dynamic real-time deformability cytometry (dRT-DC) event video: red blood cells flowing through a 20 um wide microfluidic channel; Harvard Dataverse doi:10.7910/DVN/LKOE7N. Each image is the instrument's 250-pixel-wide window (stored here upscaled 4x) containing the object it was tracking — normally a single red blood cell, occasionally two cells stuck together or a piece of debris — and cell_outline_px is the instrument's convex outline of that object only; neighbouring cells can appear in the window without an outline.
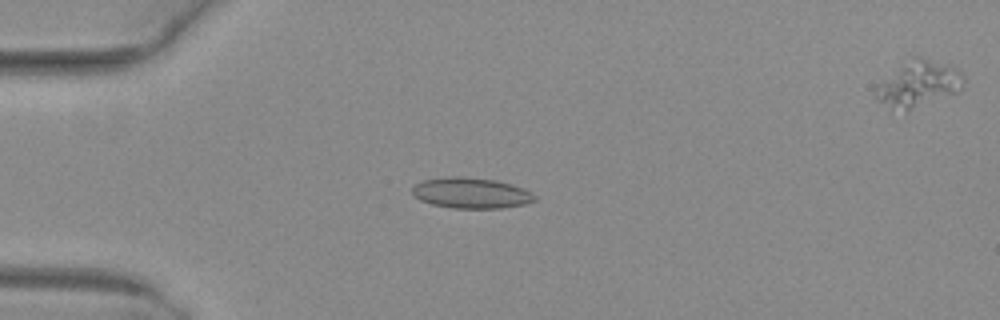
{"species": "common noctule bat (a hibernating species)", "species_latin": "Nyctalus noctula", "temperature_condition": "warm", "stored_images_in_passage": 46, "camera_frame_rate_fps": 3000, "um_per_image_px": 0.085, "animal": {"sex": "female", "body_mass_g": 29.2, "forearm_length_mm": 56.3}, "frame": {"image": 1, "passage_image": 9, "time_ms": 2.667, "image_size_px": [1000, 320], "cell_outline_px": [[536, 200], [524, 204], [504, 208], [452, 208], [432, 204], [420, 200], [412, 192], [412, 188], [416, 184], [424, 180], [448, 176], [460, 176], [496, 180], [512, 184], [524, 188], [536, 196]], "centroid_in_image_um": [40.06, 16.4], "position_along_channel_um": 44.9, "area_um2": 21.91}}
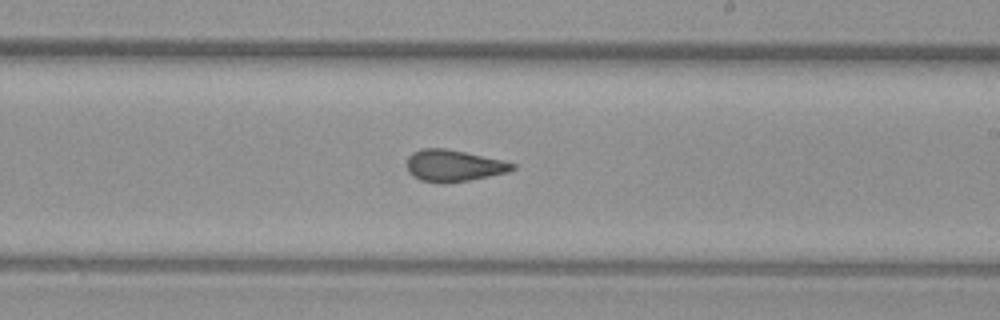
{"frame": {"image": 2, "passage_image": 26, "time_ms": 8.333, "image_size_px": [1000, 320], "cell_outline_px": [[516, 168], [508, 172], [468, 180], [444, 184], [440, 184], [420, 180], [412, 176], [408, 172], [408, 156], [412, 152], [424, 148], [444, 148], [504, 160], [516, 164]], "centroid_in_image_um": [38.55, 14.09], "position_along_channel_um": 250.4, "area_um2": 19.54}}
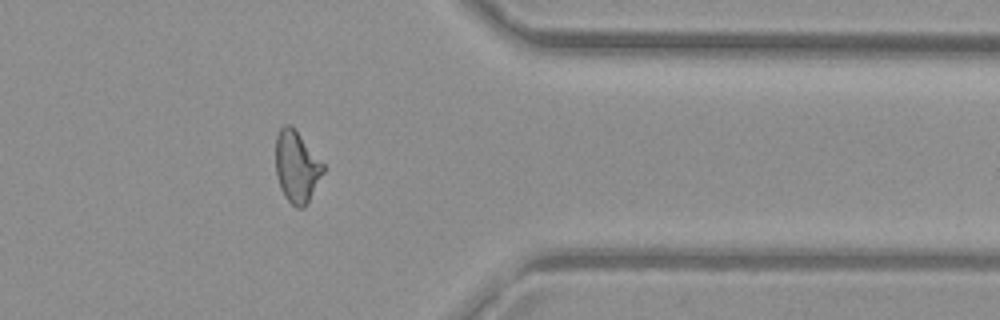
{"frame": {"image": 3, "passage_image": 37, "time_ms": 12.0, "image_size_px": [1000, 320], "cell_outline_px": [[324, 172], [308, 204], [304, 208], [296, 208], [284, 196], [280, 188], [276, 176], [276, 136], [280, 128], [284, 124], [288, 124], [296, 132], [324, 164]], "centroid_in_image_um": [25.21, 14.23], "position_along_channel_um": 386.2, "area_um2": 19.65}, "authors_computed_cell_mechanics": {"area_um2": 20.1433, "velocity_mm_per_s": 4.0523, "shape_relaxation_time_tau1_ms": null, "shape_relaxation_time_tau2_ms": 1.2001, "deformation_change_tau1": null, "deformation_change_tau2": 0.0721}}